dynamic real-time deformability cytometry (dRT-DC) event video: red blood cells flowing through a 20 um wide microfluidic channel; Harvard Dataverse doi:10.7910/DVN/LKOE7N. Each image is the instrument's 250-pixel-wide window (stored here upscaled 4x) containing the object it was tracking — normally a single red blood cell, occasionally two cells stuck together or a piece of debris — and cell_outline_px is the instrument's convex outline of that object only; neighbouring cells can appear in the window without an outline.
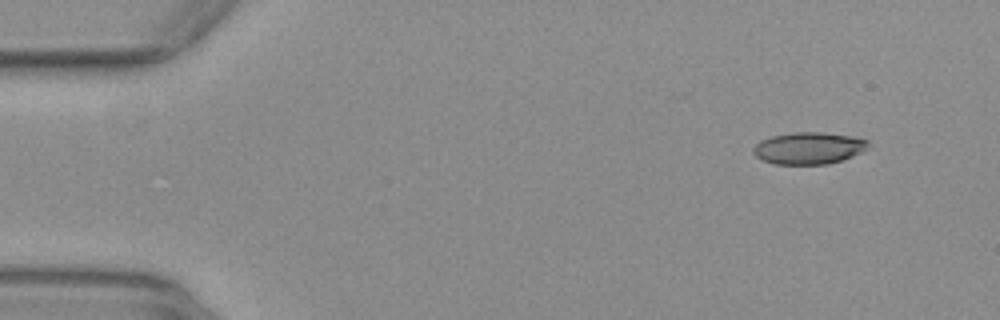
{"species": "common noctule bat (a hibernating species)", "species_latin": "Nyctalus noctula", "temperature_condition": "warm", "stored_images_in_passage": 31, "camera_frame_rate_fps": 3000, "um_per_image_px": 0.085, "animal": {"sex": "female", "body_mass_g": 29.2, "forearm_length_mm": 56.3}, "frame": {"image": 1, "passage_image": 1, "time_ms": 0.0, "image_size_px": [1000, 320], "cell_outline_px": [[868, 148], [852, 156], [828, 164], [776, 164], [764, 160], [756, 156], [752, 152], [752, 148], [760, 140], [772, 136], [792, 132], [824, 132], [852, 136], [868, 140]], "centroid_in_image_um": [68.72, 12.58], "position_along_channel_um": 16.3, "area_um2": 21.33}}
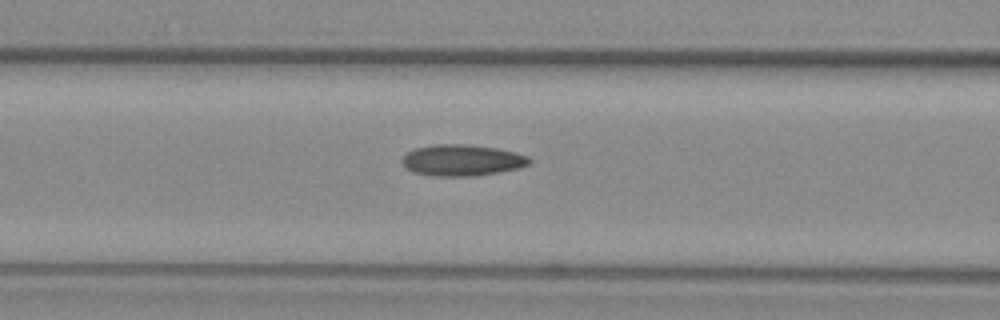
{"frame": {"image": 2, "passage_image": 18, "time_ms": 5.667, "image_size_px": [1000, 320], "cell_outline_px": [[532, 160], [528, 164], [520, 168], [500, 172], [472, 176], [432, 176], [412, 172], [400, 160], [412, 148], [432, 144], [468, 144], [496, 148], [516, 152], [528, 156]], "centroid_in_image_um": [39.27, 13.61], "position_along_channel_um": 127.3, "area_um2": 23.41}}
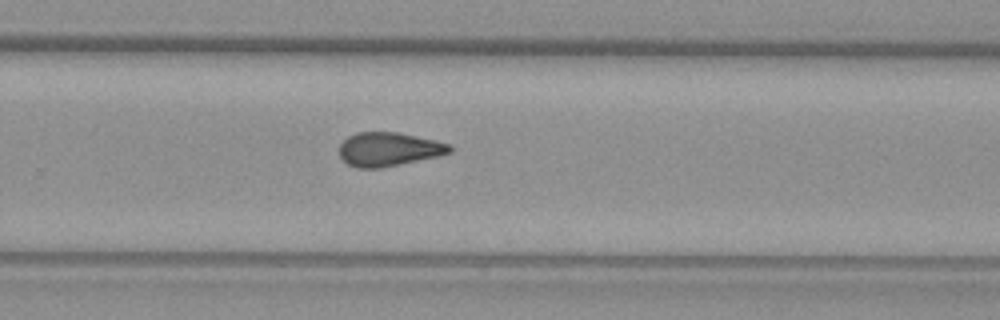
{"frame": {"image": 3, "passage_image": 31, "time_ms": 10.0, "image_size_px": [1000, 320], "cell_outline_px": [[452, 152], [440, 156], [380, 168], [356, 168], [348, 164], [340, 156], [340, 144], [348, 136], [356, 132], [396, 132], [436, 140], [452, 144]], "centroid_in_image_um": [33.07, 12.68], "position_along_channel_um": 296.7, "area_um2": 21.85}}